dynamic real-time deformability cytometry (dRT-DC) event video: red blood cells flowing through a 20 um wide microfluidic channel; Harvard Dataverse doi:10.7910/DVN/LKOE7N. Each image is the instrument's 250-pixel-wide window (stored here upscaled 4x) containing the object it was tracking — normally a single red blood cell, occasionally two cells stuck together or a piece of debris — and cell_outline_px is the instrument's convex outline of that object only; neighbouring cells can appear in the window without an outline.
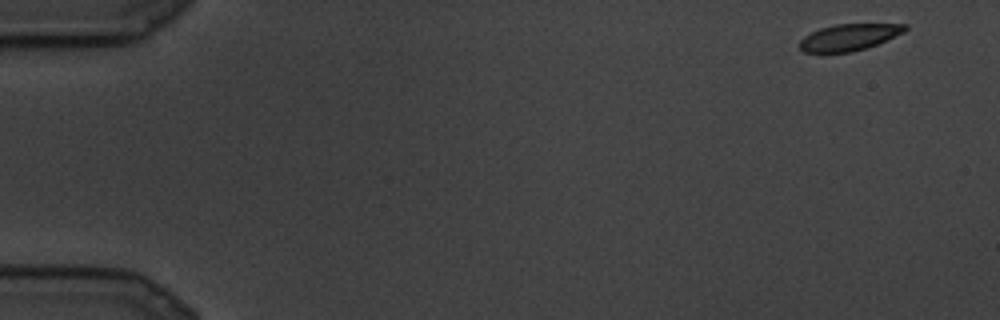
{"species": "common noctule bat (a hibernating species)", "species_latin": "Nyctalus noctula", "temperature_condition": "cold", "stored_images_in_passage": 5, "camera_frame_rate_fps": 3000, "um_per_image_px": 0.085, "animal": {"sex": "male", "body_mass_g": 19.5, "forearm_length_mm": 54.6}, "frame": {"image": 1, "passage_image": 1, "time_ms": 0.0, "image_size_px": [1000, 320], "cell_outline_px": [[908, 28], [904, 32], [868, 48], [852, 52], [804, 52], [800, 48], [800, 40], [804, 36], [820, 28], [836, 24], [908, 24]], "centroid_in_image_um": [72.19, 3.16], "position_along_channel_um": 12.8, "area_um2": 16.24}}